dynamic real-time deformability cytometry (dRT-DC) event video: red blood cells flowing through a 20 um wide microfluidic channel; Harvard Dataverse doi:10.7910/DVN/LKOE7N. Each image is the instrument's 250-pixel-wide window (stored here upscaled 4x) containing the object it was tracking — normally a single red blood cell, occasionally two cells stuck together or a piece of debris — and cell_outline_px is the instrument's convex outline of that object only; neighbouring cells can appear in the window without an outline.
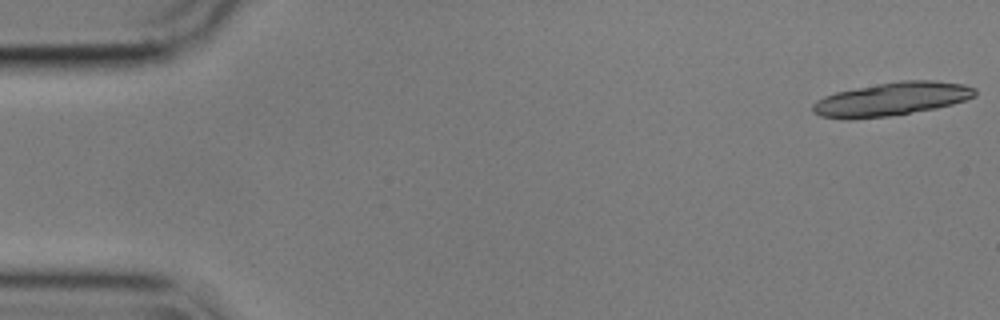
{"species": "common noctule bat (a hibernating species)", "species_latin": "Nyctalus noctula", "temperature_condition": "cold", "stored_images_in_passage": 19, "camera_frame_rate_fps": 3000, "um_per_image_px": 0.085, "animal": {"sex": "male", "body_mass_g": 17.9}, "frame": {"image": 1, "passage_image": 1, "time_ms": 0.0, "image_size_px": [1000, 320], "cell_outline_px": [[976, 96], [952, 104], [936, 108], [888, 116], [848, 120], [820, 116], [812, 112], [812, 104], [816, 100], [824, 96], [836, 92], [856, 88], [900, 80], [932, 80], [964, 84], [976, 88]], "centroid_in_image_um": [75.76, 8.42], "position_along_channel_um": 9.2, "area_um2": 31.62}}